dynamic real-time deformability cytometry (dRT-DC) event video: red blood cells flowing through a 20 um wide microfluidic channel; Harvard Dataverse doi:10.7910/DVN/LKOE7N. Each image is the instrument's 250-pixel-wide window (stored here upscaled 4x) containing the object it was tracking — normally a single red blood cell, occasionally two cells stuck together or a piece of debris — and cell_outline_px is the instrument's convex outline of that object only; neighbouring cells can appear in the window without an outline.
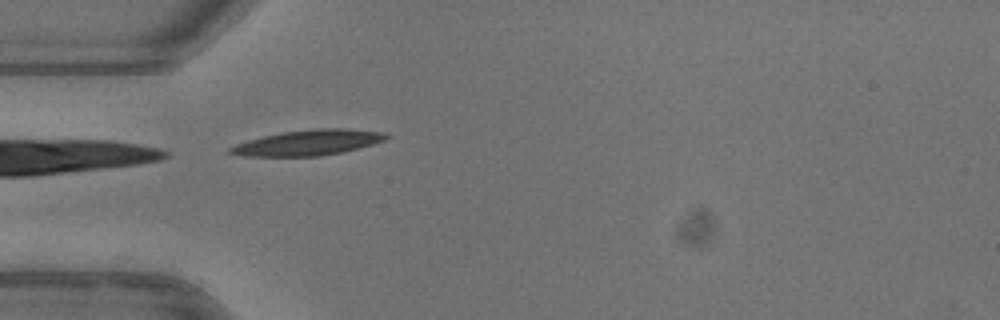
{"species": "common noctule bat (a hibernating species)", "species_latin": "Nyctalus noctula", "temperature_condition": "warm", "stored_images_in_passage": 38, "camera_frame_rate_fps": 3000, "um_per_image_px": 0.085, "animal": {"sex": "female"}, "frame": {"image": 1, "passage_image": 1, "time_ms": 0.0, "image_size_px": [1000, 320], "cell_outline_px": [[388, 136], [384, 140], [372, 144], [340, 152], [320, 156], [244, 156], [228, 152], [228, 148], [236, 144], [248, 140], [264, 136], [284, 132], [312, 128], [348, 128], [388, 132]], "centroid_in_image_um": [26.21, 12.11], "position_along_channel_um": 58.8, "area_um2": 23.0}}
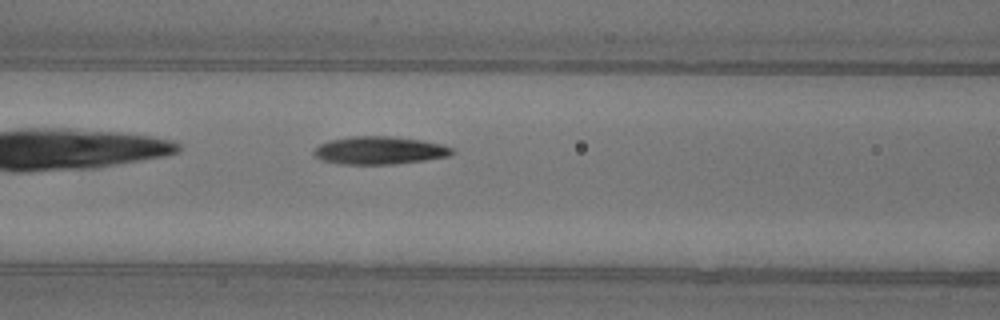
{"frame": {"image": 2, "passage_image": 7, "time_ms": 2.0, "image_size_px": [1000, 320], "cell_outline_px": [[456, 152], [448, 156], [424, 160], [392, 164], [340, 164], [320, 160], [312, 152], [320, 144], [328, 140], [352, 136], [388, 136], [424, 140], [444, 144], [452, 148]], "centroid_in_image_um": [32.26, 12.78], "position_along_channel_um": 134.3, "area_um2": 22.54}}
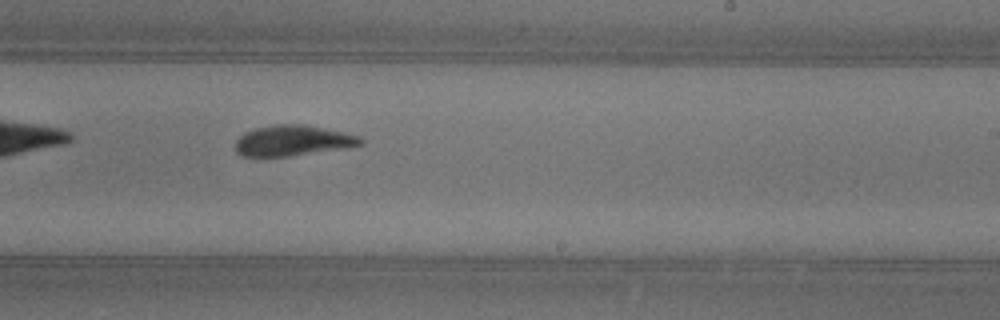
{"frame": {"image": 3, "passage_image": 17, "time_ms": 5.333, "image_size_px": [1000, 320], "cell_outline_px": [[364, 144], [348, 148], [288, 156], [240, 156], [236, 152], [236, 140], [244, 132], [256, 128], [276, 124], [304, 124], [344, 132], [360, 136], [364, 140]], "centroid_in_image_um": [24.92, 11.95], "position_along_channel_um": 264.1, "area_um2": 22.43}, "authors_computed_cell_mechanics": {"area_um2": 22.2241, "velocity_mm_per_s": 3.9101, "shape_relaxation_time_tau1_ms": 2.8187, "shape_relaxation_time_tau2_ms": 3.2583, "deformation_change_tau1": 0.1397, "deformation_change_tau2": 0.1006}}